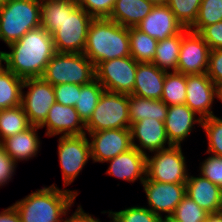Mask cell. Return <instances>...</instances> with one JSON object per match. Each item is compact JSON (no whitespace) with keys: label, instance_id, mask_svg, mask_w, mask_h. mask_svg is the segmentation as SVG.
Returning a JSON list of instances; mask_svg holds the SVG:
<instances>
[{"label":"cell","instance_id":"30bf717a","mask_svg":"<svg viewBox=\"0 0 222 222\" xmlns=\"http://www.w3.org/2000/svg\"><path fill=\"white\" fill-rule=\"evenodd\" d=\"M138 62L131 56L103 61L95 66V78L105 91L131 94Z\"/></svg>","mask_w":222,"mask_h":222},{"label":"cell","instance_id":"f35d334b","mask_svg":"<svg viewBox=\"0 0 222 222\" xmlns=\"http://www.w3.org/2000/svg\"><path fill=\"white\" fill-rule=\"evenodd\" d=\"M78 5L93 18H108L116 0H77Z\"/></svg>","mask_w":222,"mask_h":222},{"label":"cell","instance_id":"8d00e7d4","mask_svg":"<svg viewBox=\"0 0 222 222\" xmlns=\"http://www.w3.org/2000/svg\"><path fill=\"white\" fill-rule=\"evenodd\" d=\"M209 213L185 195L171 215L180 222H205Z\"/></svg>","mask_w":222,"mask_h":222},{"label":"cell","instance_id":"f907efd6","mask_svg":"<svg viewBox=\"0 0 222 222\" xmlns=\"http://www.w3.org/2000/svg\"><path fill=\"white\" fill-rule=\"evenodd\" d=\"M9 0H0V6H3L4 4H6Z\"/></svg>","mask_w":222,"mask_h":222},{"label":"cell","instance_id":"d6a6232c","mask_svg":"<svg viewBox=\"0 0 222 222\" xmlns=\"http://www.w3.org/2000/svg\"><path fill=\"white\" fill-rule=\"evenodd\" d=\"M161 100L167 106L185 104L186 75L177 72H166Z\"/></svg>","mask_w":222,"mask_h":222},{"label":"cell","instance_id":"4316f807","mask_svg":"<svg viewBox=\"0 0 222 222\" xmlns=\"http://www.w3.org/2000/svg\"><path fill=\"white\" fill-rule=\"evenodd\" d=\"M188 30L184 28L179 34L158 41L152 63L166 72L177 71L182 36Z\"/></svg>","mask_w":222,"mask_h":222},{"label":"cell","instance_id":"9c48e42d","mask_svg":"<svg viewBox=\"0 0 222 222\" xmlns=\"http://www.w3.org/2000/svg\"><path fill=\"white\" fill-rule=\"evenodd\" d=\"M94 18L79 5L70 13L52 34L56 52L83 53L87 33Z\"/></svg>","mask_w":222,"mask_h":222},{"label":"cell","instance_id":"7a4b0ae2","mask_svg":"<svg viewBox=\"0 0 222 222\" xmlns=\"http://www.w3.org/2000/svg\"><path fill=\"white\" fill-rule=\"evenodd\" d=\"M79 189H61L56 183L30 192L13 203L20 215L21 222H63L71 213L80 194ZM76 203V204H75Z\"/></svg>","mask_w":222,"mask_h":222},{"label":"cell","instance_id":"f546056e","mask_svg":"<svg viewBox=\"0 0 222 222\" xmlns=\"http://www.w3.org/2000/svg\"><path fill=\"white\" fill-rule=\"evenodd\" d=\"M31 126L21 105L0 109V143Z\"/></svg>","mask_w":222,"mask_h":222},{"label":"cell","instance_id":"44dd1931","mask_svg":"<svg viewBox=\"0 0 222 222\" xmlns=\"http://www.w3.org/2000/svg\"><path fill=\"white\" fill-rule=\"evenodd\" d=\"M39 130V126L31 125L28 129L4 139L0 146L17 164L33 160L42 149Z\"/></svg>","mask_w":222,"mask_h":222},{"label":"cell","instance_id":"7bdbcfd3","mask_svg":"<svg viewBox=\"0 0 222 222\" xmlns=\"http://www.w3.org/2000/svg\"><path fill=\"white\" fill-rule=\"evenodd\" d=\"M198 34L208 44L210 50L222 49V20L204 27Z\"/></svg>","mask_w":222,"mask_h":222},{"label":"cell","instance_id":"836d02e7","mask_svg":"<svg viewBox=\"0 0 222 222\" xmlns=\"http://www.w3.org/2000/svg\"><path fill=\"white\" fill-rule=\"evenodd\" d=\"M201 129L207 139L205 153L222 157V116L214 115L202 119Z\"/></svg>","mask_w":222,"mask_h":222},{"label":"cell","instance_id":"8fae6325","mask_svg":"<svg viewBox=\"0 0 222 222\" xmlns=\"http://www.w3.org/2000/svg\"><path fill=\"white\" fill-rule=\"evenodd\" d=\"M27 91H26V90ZM56 102L53 86L42 78L24 79L21 106L32 126H40Z\"/></svg>","mask_w":222,"mask_h":222},{"label":"cell","instance_id":"f1b7e54d","mask_svg":"<svg viewBox=\"0 0 222 222\" xmlns=\"http://www.w3.org/2000/svg\"><path fill=\"white\" fill-rule=\"evenodd\" d=\"M104 91V87L96 78L88 84L81 85L74 107L84 123L92 116Z\"/></svg>","mask_w":222,"mask_h":222},{"label":"cell","instance_id":"816d5d0a","mask_svg":"<svg viewBox=\"0 0 222 222\" xmlns=\"http://www.w3.org/2000/svg\"><path fill=\"white\" fill-rule=\"evenodd\" d=\"M219 94H220V101H219V103L221 102V104H222V88L219 90Z\"/></svg>","mask_w":222,"mask_h":222},{"label":"cell","instance_id":"d6986e66","mask_svg":"<svg viewBox=\"0 0 222 222\" xmlns=\"http://www.w3.org/2000/svg\"><path fill=\"white\" fill-rule=\"evenodd\" d=\"M105 163L108 164V167L104 174L109 177H114L130 184L139 181L140 185L146 179V155L137 148L132 147Z\"/></svg>","mask_w":222,"mask_h":222},{"label":"cell","instance_id":"277c9868","mask_svg":"<svg viewBox=\"0 0 222 222\" xmlns=\"http://www.w3.org/2000/svg\"><path fill=\"white\" fill-rule=\"evenodd\" d=\"M41 0H9L0 6V41L6 46L41 26Z\"/></svg>","mask_w":222,"mask_h":222},{"label":"cell","instance_id":"2e32d148","mask_svg":"<svg viewBox=\"0 0 222 222\" xmlns=\"http://www.w3.org/2000/svg\"><path fill=\"white\" fill-rule=\"evenodd\" d=\"M45 129L44 136L57 137L86 134L85 123L75 107L54 103L45 121L39 126Z\"/></svg>","mask_w":222,"mask_h":222},{"label":"cell","instance_id":"1f68e13d","mask_svg":"<svg viewBox=\"0 0 222 222\" xmlns=\"http://www.w3.org/2000/svg\"><path fill=\"white\" fill-rule=\"evenodd\" d=\"M122 210H103L101 214H106L110 222H160L161 217L154 214L144 205H130L122 207Z\"/></svg>","mask_w":222,"mask_h":222},{"label":"cell","instance_id":"c3c4849f","mask_svg":"<svg viewBox=\"0 0 222 222\" xmlns=\"http://www.w3.org/2000/svg\"><path fill=\"white\" fill-rule=\"evenodd\" d=\"M160 222H180L176 220L174 217L170 216H162Z\"/></svg>","mask_w":222,"mask_h":222},{"label":"cell","instance_id":"603a6c76","mask_svg":"<svg viewBox=\"0 0 222 222\" xmlns=\"http://www.w3.org/2000/svg\"><path fill=\"white\" fill-rule=\"evenodd\" d=\"M166 71L152 62H138L133 92L136 96L161 100Z\"/></svg>","mask_w":222,"mask_h":222},{"label":"cell","instance_id":"f6af8a7d","mask_svg":"<svg viewBox=\"0 0 222 222\" xmlns=\"http://www.w3.org/2000/svg\"><path fill=\"white\" fill-rule=\"evenodd\" d=\"M0 222H21L20 215L13 204L0 211Z\"/></svg>","mask_w":222,"mask_h":222},{"label":"cell","instance_id":"83f0119b","mask_svg":"<svg viewBox=\"0 0 222 222\" xmlns=\"http://www.w3.org/2000/svg\"><path fill=\"white\" fill-rule=\"evenodd\" d=\"M23 81L7 68L0 72V109L21 105Z\"/></svg>","mask_w":222,"mask_h":222},{"label":"cell","instance_id":"bcb514c9","mask_svg":"<svg viewBox=\"0 0 222 222\" xmlns=\"http://www.w3.org/2000/svg\"><path fill=\"white\" fill-rule=\"evenodd\" d=\"M205 222H222V212L209 214Z\"/></svg>","mask_w":222,"mask_h":222},{"label":"cell","instance_id":"d4e9b609","mask_svg":"<svg viewBox=\"0 0 222 222\" xmlns=\"http://www.w3.org/2000/svg\"><path fill=\"white\" fill-rule=\"evenodd\" d=\"M129 118L131 125L145 118H154L165 122L168 112L167 104L162 100L142 98L134 94L128 95Z\"/></svg>","mask_w":222,"mask_h":222},{"label":"cell","instance_id":"d590c367","mask_svg":"<svg viewBox=\"0 0 222 222\" xmlns=\"http://www.w3.org/2000/svg\"><path fill=\"white\" fill-rule=\"evenodd\" d=\"M201 1L202 0H169L167 6L184 28L189 29L197 19Z\"/></svg>","mask_w":222,"mask_h":222},{"label":"cell","instance_id":"b9f144b4","mask_svg":"<svg viewBox=\"0 0 222 222\" xmlns=\"http://www.w3.org/2000/svg\"><path fill=\"white\" fill-rule=\"evenodd\" d=\"M208 77L219 88H222V49L210 50Z\"/></svg>","mask_w":222,"mask_h":222},{"label":"cell","instance_id":"4dcf8cb0","mask_svg":"<svg viewBox=\"0 0 222 222\" xmlns=\"http://www.w3.org/2000/svg\"><path fill=\"white\" fill-rule=\"evenodd\" d=\"M158 41L136 27L129 28L130 55L137 62H152Z\"/></svg>","mask_w":222,"mask_h":222},{"label":"cell","instance_id":"484cf974","mask_svg":"<svg viewBox=\"0 0 222 222\" xmlns=\"http://www.w3.org/2000/svg\"><path fill=\"white\" fill-rule=\"evenodd\" d=\"M77 6V0H41V27L52 35Z\"/></svg>","mask_w":222,"mask_h":222},{"label":"cell","instance_id":"681fc988","mask_svg":"<svg viewBox=\"0 0 222 222\" xmlns=\"http://www.w3.org/2000/svg\"><path fill=\"white\" fill-rule=\"evenodd\" d=\"M154 5H167L169 0H148Z\"/></svg>","mask_w":222,"mask_h":222},{"label":"cell","instance_id":"8992f818","mask_svg":"<svg viewBox=\"0 0 222 222\" xmlns=\"http://www.w3.org/2000/svg\"><path fill=\"white\" fill-rule=\"evenodd\" d=\"M182 148V145H172L148 154L146 156V179L161 183L185 184L192 165L187 164L191 162Z\"/></svg>","mask_w":222,"mask_h":222},{"label":"cell","instance_id":"74e56055","mask_svg":"<svg viewBox=\"0 0 222 222\" xmlns=\"http://www.w3.org/2000/svg\"><path fill=\"white\" fill-rule=\"evenodd\" d=\"M207 156H206V155ZM204 159H199L197 173L222 189V157L204 152Z\"/></svg>","mask_w":222,"mask_h":222},{"label":"cell","instance_id":"7c38bea8","mask_svg":"<svg viewBox=\"0 0 222 222\" xmlns=\"http://www.w3.org/2000/svg\"><path fill=\"white\" fill-rule=\"evenodd\" d=\"M90 143L93 164H105L108 160L130 150L132 146L129 128L86 132Z\"/></svg>","mask_w":222,"mask_h":222},{"label":"cell","instance_id":"ee69618b","mask_svg":"<svg viewBox=\"0 0 222 222\" xmlns=\"http://www.w3.org/2000/svg\"><path fill=\"white\" fill-rule=\"evenodd\" d=\"M63 222H102V221H100L99 216L97 218L95 214L93 215L89 212H85V210L82 208L81 203H79L75 211L72 210L71 215L69 213L65 217ZM108 222H110V220H108Z\"/></svg>","mask_w":222,"mask_h":222},{"label":"cell","instance_id":"ab89813d","mask_svg":"<svg viewBox=\"0 0 222 222\" xmlns=\"http://www.w3.org/2000/svg\"><path fill=\"white\" fill-rule=\"evenodd\" d=\"M56 103L74 107L81 85L64 83L53 86Z\"/></svg>","mask_w":222,"mask_h":222},{"label":"cell","instance_id":"3957f363","mask_svg":"<svg viewBox=\"0 0 222 222\" xmlns=\"http://www.w3.org/2000/svg\"><path fill=\"white\" fill-rule=\"evenodd\" d=\"M83 53L94 66L103 61L131 56L129 28L108 18H94L88 29Z\"/></svg>","mask_w":222,"mask_h":222},{"label":"cell","instance_id":"52a82bcc","mask_svg":"<svg viewBox=\"0 0 222 222\" xmlns=\"http://www.w3.org/2000/svg\"><path fill=\"white\" fill-rule=\"evenodd\" d=\"M57 155L63 189H67L91 161L90 143L86 134L57 137Z\"/></svg>","mask_w":222,"mask_h":222},{"label":"cell","instance_id":"4fadbf2b","mask_svg":"<svg viewBox=\"0 0 222 222\" xmlns=\"http://www.w3.org/2000/svg\"><path fill=\"white\" fill-rule=\"evenodd\" d=\"M220 101L219 88L207 73L186 75L185 104L202 119L214 116L215 102Z\"/></svg>","mask_w":222,"mask_h":222},{"label":"cell","instance_id":"e575fe53","mask_svg":"<svg viewBox=\"0 0 222 222\" xmlns=\"http://www.w3.org/2000/svg\"><path fill=\"white\" fill-rule=\"evenodd\" d=\"M222 20V0H202L195 23L189 30L199 33L204 27Z\"/></svg>","mask_w":222,"mask_h":222},{"label":"cell","instance_id":"7dc6e473","mask_svg":"<svg viewBox=\"0 0 222 222\" xmlns=\"http://www.w3.org/2000/svg\"><path fill=\"white\" fill-rule=\"evenodd\" d=\"M6 68L5 51L0 50V72Z\"/></svg>","mask_w":222,"mask_h":222},{"label":"cell","instance_id":"5bb4252c","mask_svg":"<svg viewBox=\"0 0 222 222\" xmlns=\"http://www.w3.org/2000/svg\"><path fill=\"white\" fill-rule=\"evenodd\" d=\"M141 186L147 201V205L144 206L160 217L172 215L186 195L185 184L161 183L145 179Z\"/></svg>","mask_w":222,"mask_h":222},{"label":"cell","instance_id":"e0dca14e","mask_svg":"<svg viewBox=\"0 0 222 222\" xmlns=\"http://www.w3.org/2000/svg\"><path fill=\"white\" fill-rule=\"evenodd\" d=\"M164 126L170 143L183 146L184 142L187 143V139L194 134V131L201 130L202 118L186 104L171 105L168 106ZM198 127L200 129H197Z\"/></svg>","mask_w":222,"mask_h":222},{"label":"cell","instance_id":"9a60e30c","mask_svg":"<svg viewBox=\"0 0 222 222\" xmlns=\"http://www.w3.org/2000/svg\"><path fill=\"white\" fill-rule=\"evenodd\" d=\"M210 47L202 37L191 30L182 36L177 72L184 75L207 73Z\"/></svg>","mask_w":222,"mask_h":222},{"label":"cell","instance_id":"cb8c5ba5","mask_svg":"<svg viewBox=\"0 0 222 222\" xmlns=\"http://www.w3.org/2000/svg\"><path fill=\"white\" fill-rule=\"evenodd\" d=\"M153 7L148 0H116L108 19L127 28L136 27Z\"/></svg>","mask_w":222,"mask_h":222},{"label":"cell","instance_id":"ffe728a7","mask_svg":"<svg viewBox=\"0 0 222 222\" xmlns=\"http://www.w3.org/2000/svg\"><path fill=\"white\" fill-rule=\"evenodd\" d=\"M157 41L179 34L184 26L167 5H154L151 12L136 26Z\"/></svg>","mask_w":222,"mask_h":222},{"label":"cell","instance_id":"6da1fadb","mask_svg":"<svg viewBox=\"0 0 222 222\" xmlns=\"http://www.w3.org/2000/svg\"><path fill=\"white\" fill-rule=\"evenodd\" d=\"M7 47L6 68L23 79L41 78L56 53L52 35L41 26L29 30Z\"/></svg>","mask_w":222,"mask_h":222},{"label":"cell","instance_id":"ba28073f","mask_svg":"<svg viewBox=\"0 0 222 222\" xmlns=\"http://www.w3.org/2000/svg\"><path fill=\"white\" fill-rule=\"evenodd\" d=\"M130 125L128 94L104 91L85 128L86 132H97Z\"/></svg>","mask_w":222,"mask_h":222},{"label":"cell","instance_id":"60d3db41","mask_svg":"<svg viewBox=\"0 0 222 222\" xmlns=\"http://www.w3.org/2000/svg\"><path fill=\"white\" fill-rule=\"evenodd\" d=\"M18 164L0 146V188L13 181Z\"/></svg>","mask_w":222,"mask_h":222},{"label":"cell","instance_id":"7402d4cb","mask_svg":"<svg viewBox=\"0 0 222 222\" xmlns=\"http://www.w3.org/2000/svg\"><path fill=\"white\" fill-rule=\"evenodd\" d=\"M191 172L185 183L186 195L209 214L222 212V189L199 173Z\"/></svg>","mask_w":222,"mask_h":222},{"label":"cell","instance_id":"5b68a950","mask_svg":"<svg viewBox=\"0 0 222 222\" xmlns=\"http://www.w3.org/2000/svg\"><path fill=\"white\" fill-rule=\"evenodd\" d=\"M52 86L88 84L95 79V66L84 53L56 52L41 77Z\"/></svg>","mask_w":222,"mask_h":222},{"label":"cell","instance_id":"ac0fdd59","mask_svg":"<svg viewBox=\"0 0 222 222\" xmlns=\"http://www.w3.org/2000/svg\"><path fill=\"white\" fill-rule=\"evenodd\" d=\"M132 146L144 155L166 149L172 144L168 140L163 121L145 118L130 125Z\"/></svg>","mask_w":222,"mask_h":222}]
</instances>
